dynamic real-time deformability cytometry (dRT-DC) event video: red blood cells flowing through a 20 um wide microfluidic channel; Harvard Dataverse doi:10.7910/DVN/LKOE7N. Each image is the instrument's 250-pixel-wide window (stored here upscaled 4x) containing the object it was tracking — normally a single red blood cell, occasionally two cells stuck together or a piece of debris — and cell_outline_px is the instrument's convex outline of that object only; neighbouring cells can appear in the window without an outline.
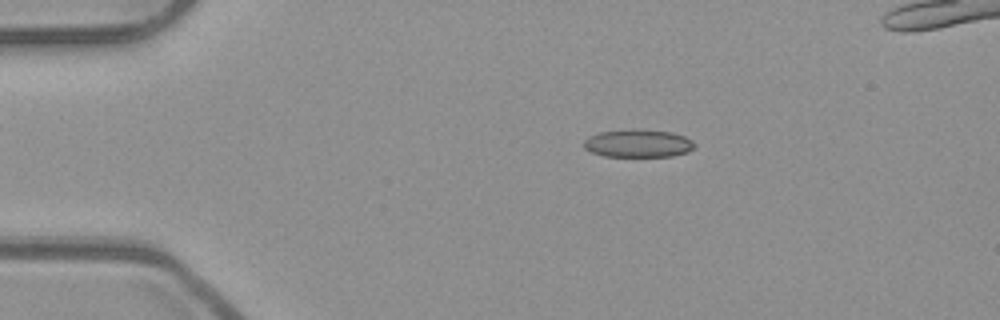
{"species": "common noctule bat (a hibernating species)", "species_latin": "Nyctalus noctula", "temperature_condition": "room temperature", "stored_images_in_passage": 51, "camera_frame_rate_fps": 3000, "um_per_image_px": 0.085, "animal": {"sex": "male", "body_mass_g": 23.1, "forearm_length_mm": 52.7}, "frame": {"image": 1, "passage_image": 10, "time_ms": 3.0, "image_size_px": [1000, 320], "cell_outline_px": [[696, 144], [688, 152], [672, 156], [604, 156], [592, 152], [584, 148], [584, 140], [588, 136], [600, 132], [672, 132], [684, 136], [692, 140]], "centroid_in_image_um": [54.25, 12.24], "position_along_channel_um": 30.7, "area_um2": 17.05}}
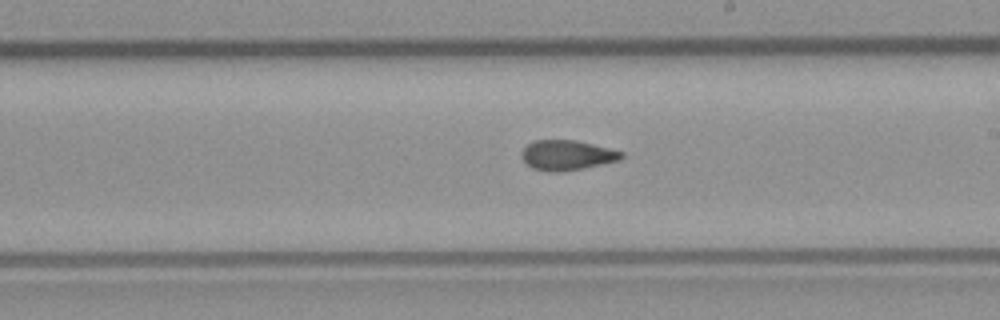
{"frame": {"image": 2, "passage_image": 30, "time_ms": 9.667, "image_size_px": [1000, 320], "cell_outline_px": [[624, 156], [620, 160], [584, 168], [560, 172], [552, 172], [532, 168], [520, 156], [524, 148], [528, 144], [536, 140], [576, 140], [624, 152]], "centroid_in_image_um": [48.21, 13.19], "position_along_channel_um": 240.8, "area_um2": 17.34}}
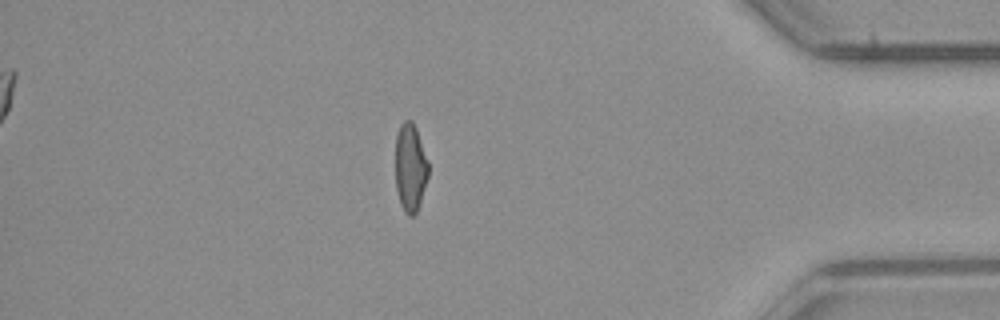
{"frame": {"image": 3, "passage_image": 45, "time_ms": 14.667, "image_size_px": [1000, 320], "cell_outline_px": [[428, 176], [416, 212], [412, 216], [408, 216], [404, 212], [400, 204], [396, 188], [396, 136], [400, 124], [404, 120], [412, 120], [416, 128], [428, 160]], "centroid_in_image_um": [34.87, 14.22], "position_along_channel_um": 400.3, "area_um2": 16.82}, "authors_computed_cell_mechanics": {"area_um2": 17.8024, "velocity_mm_per_s": 3.9704, "shape_relaxation_time_tau1_ms": null, "shape_relaxation_time_tau2_ms": 2.0826, "deformation_change_tau1": null, "deformation_change_tau2": 0.0831}}